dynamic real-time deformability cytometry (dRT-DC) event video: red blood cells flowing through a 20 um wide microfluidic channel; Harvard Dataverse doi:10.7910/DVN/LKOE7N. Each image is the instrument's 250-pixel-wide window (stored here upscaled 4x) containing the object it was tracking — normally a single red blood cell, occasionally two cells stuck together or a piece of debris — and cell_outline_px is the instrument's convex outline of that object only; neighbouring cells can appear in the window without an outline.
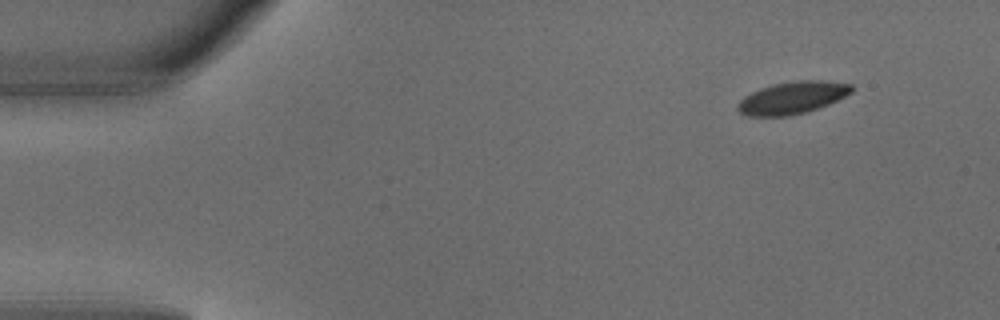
{"species": "common noctule bat (a hibernating species)", "species_latin": "Nyctalus noctula", "temperature_condition": "warm", "stored_images_in_passage": 3, "camera_frame_rate_fps": 3000, "um_per_image_px": 0.085, "animal": {"sex": "male", "body_mass_g": 18.8}, "frame": {"image": 1, "passage_image": 1, "time_ms": 0.0, "image_size_px": [1000, 320], "cell_outline_px": [[852, 92], [828, 104], [808, 112], [788, 116], [748, 116], [740, 112], [736, 108], [736, 104], [744, 96], [760, 88], [772, 84], [796, 80], [824, 80], [852, 84]], "centroid_in_image_um": [67.33, 8.3], "position_along_channel_um": 17.7, "area_um2": 21.5}}